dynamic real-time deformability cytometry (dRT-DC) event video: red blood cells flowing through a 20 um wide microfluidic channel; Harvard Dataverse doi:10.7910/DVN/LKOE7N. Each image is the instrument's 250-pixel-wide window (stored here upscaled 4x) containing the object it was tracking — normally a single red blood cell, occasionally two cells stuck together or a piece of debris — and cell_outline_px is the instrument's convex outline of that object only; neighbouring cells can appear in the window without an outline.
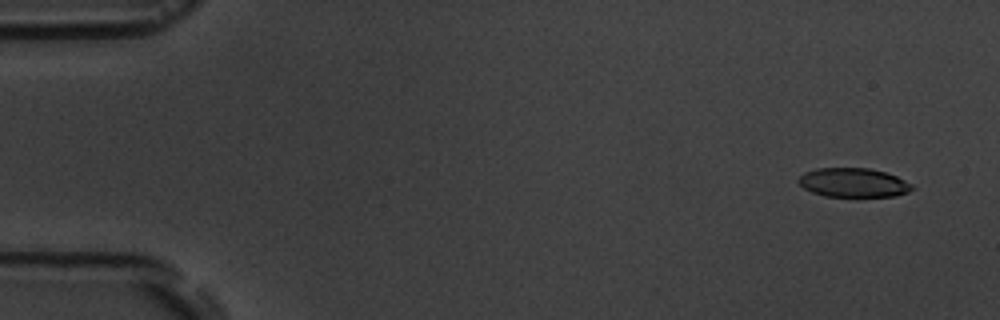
{"species": "common noctule bat (a hibernating species)", "species_latin": "Nyctalus noctula", "temperature_condition": "room temperature", "stored_images_in_passage": 6, "segment_of_instrument_passage": [1, 2], "camera_frame_rate_fps": 3000, "um_per_image_px": 0.085, "animal": {"sex": "male", "body_mass_g": 19.5, "forearm_length_mm": 54.6}, "frame": {"image": 1, "passage_image": 1, "time_ms": 0.0, "image_size_px": [1000, 320], "cell_outline_px": [[916, 188], [908, 192], [896, 196], [824, 196], [812, 192], [804, 188], [796, 180], [804, 172], [816, 168], [868, 168], [884, 172], [896, 176], [912, 184]], "centroid_in_image_um": [72.53, 15.52], "position_along_channel_um": 12.5, "area_um2": 19.25}}